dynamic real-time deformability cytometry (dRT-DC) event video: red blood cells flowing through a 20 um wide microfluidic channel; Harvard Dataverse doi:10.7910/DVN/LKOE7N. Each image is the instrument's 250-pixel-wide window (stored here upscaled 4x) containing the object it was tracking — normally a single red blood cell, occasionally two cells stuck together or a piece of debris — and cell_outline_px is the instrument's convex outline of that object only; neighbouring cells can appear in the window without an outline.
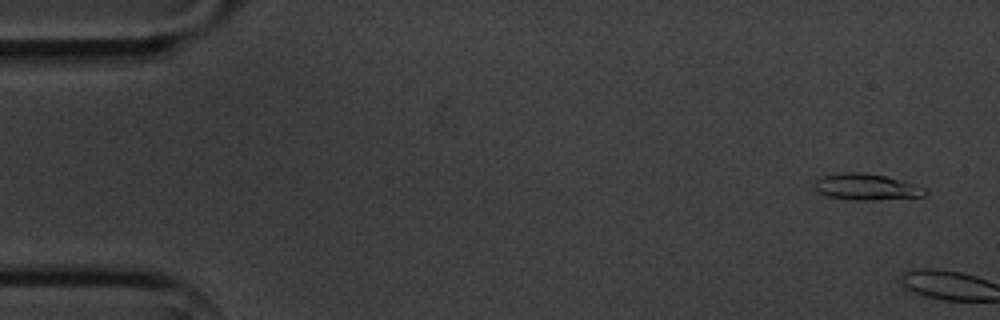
{"species": "common noctule bat (a hibernating species)", "species_latin": "Nyctalus noctula", "temperature_condition": "cold", "stored_images_in_passage": 2, "camera_frame_rate_fps": 3000, "um_per_image_px": 0.085, "animal": {"sex": "male", "body_mass_g": 20.1, "forearm_length_mm": 53.5}, "frame": {"image": 1, "passage_image": 1, "time_ms": 0.0, "image_size_px": [1000, 320], "cell_outline_px": [[928, 192], [924, 196], [872, 200], [852, 200], [828, 196], [816, 192], [812, 188], [816, 180], [824, 176], [840, 172], [860, 172], [884, 176], [916, 184], [928, 188]], "centroid_in_image_um": [73.63, 15.89], "position_along_channel_um": 11.4, "area_um2": 17.05}}